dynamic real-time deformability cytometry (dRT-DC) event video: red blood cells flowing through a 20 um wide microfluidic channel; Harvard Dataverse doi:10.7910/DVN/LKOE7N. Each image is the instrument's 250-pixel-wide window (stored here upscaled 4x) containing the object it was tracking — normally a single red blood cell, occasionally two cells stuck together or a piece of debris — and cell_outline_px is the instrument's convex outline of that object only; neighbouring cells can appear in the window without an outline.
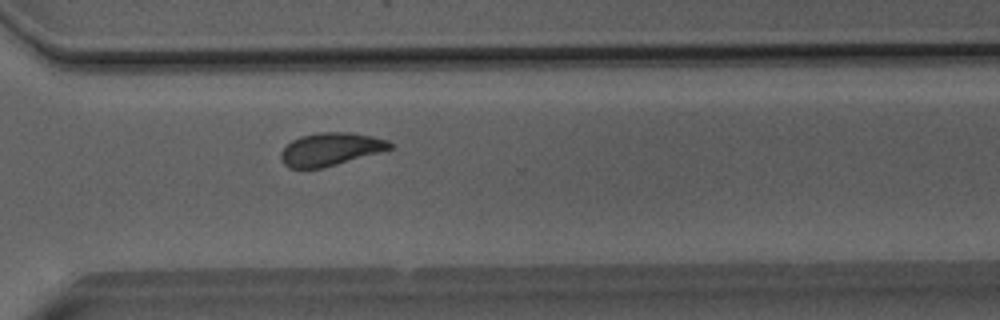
{"species": "Egyptian fruit bat (a non-hibernating species)", "species_latin": "Rousettus aegyptiacus", "temperature_condition": "room temperature", "stored_images_in_passage": 45, "camera_frame_rate_fps": 3000, "um_per_image_px": 0.085, "animal": {"sex": "male"}, "frame": {"image": 1, "passage_image": 31, "time_ms": 10.0, "image_size_px": [1000, 320], "cell_outline_px": [[392, 148], [380, 152], [336, 164], [320, 168], [288, 168], [280, 160], [280, 152], [292, 140], [300, 136], [320, 132], [352, 132], [372, 136], [388, 140], [392, 144]], "centroid_in_image_um": [28.07, 12.67], "position_along_channel_um": 342.5, "area_um2": 20.81}}
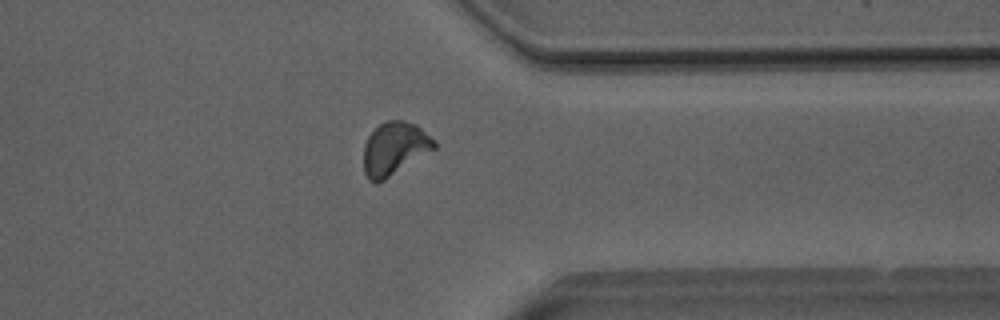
{"frame": {"image": 2, "passage_image": 34, "time_ms": 11.0, "image_size_px": [1000, 320], "cell_outline_px": [[436, 148], [384, 180], [376, 184], [368, 180], [364, 172], [364, 144], [368, 136], [380, 124], [388, 120], [404, 120], [416, 124], [436, 140]], "centroid_in_image_um": [33.54, 12.63], "position_along_channel_um": 377.9, "area_um2": 21.85}}
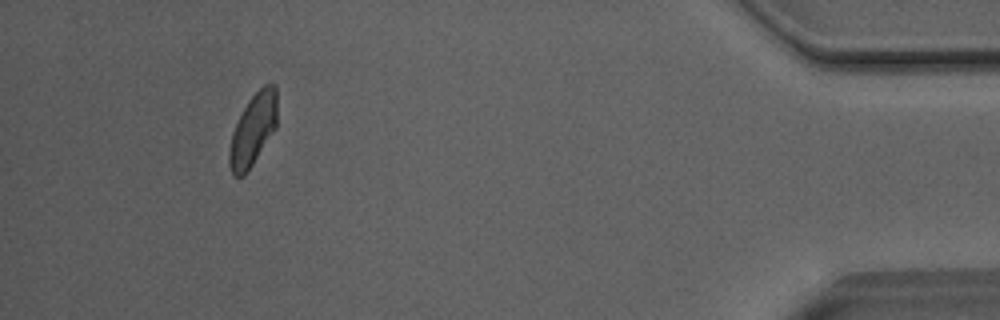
{"frame": {"image": 3, "passage_image": 41, "time_ms": 13.333, "image_size_px": [1000, 320], "cell_outline_px": [[276, 128], [244, 176], [232, 176], [228, 164], [228, 152], [232, 132], [248, 100], [264, 84], [276, 84]], "centroid_in_image_um": [21.48, 11.04], "position_along_channel_um": 413.7, "area_um2": 19.88}, "authors_computed_cell_mechanics": {"area_um2": 21.0392, "velocity_mm_per_s": 4.0165, "shape_relaxation_time_tau1_ms": 5.4619, "shape_relaxation_time_tau2_ms": 1.4929, "deformation_change_tau1": 0.1156, "deformation_change_tau2": 0.057}}